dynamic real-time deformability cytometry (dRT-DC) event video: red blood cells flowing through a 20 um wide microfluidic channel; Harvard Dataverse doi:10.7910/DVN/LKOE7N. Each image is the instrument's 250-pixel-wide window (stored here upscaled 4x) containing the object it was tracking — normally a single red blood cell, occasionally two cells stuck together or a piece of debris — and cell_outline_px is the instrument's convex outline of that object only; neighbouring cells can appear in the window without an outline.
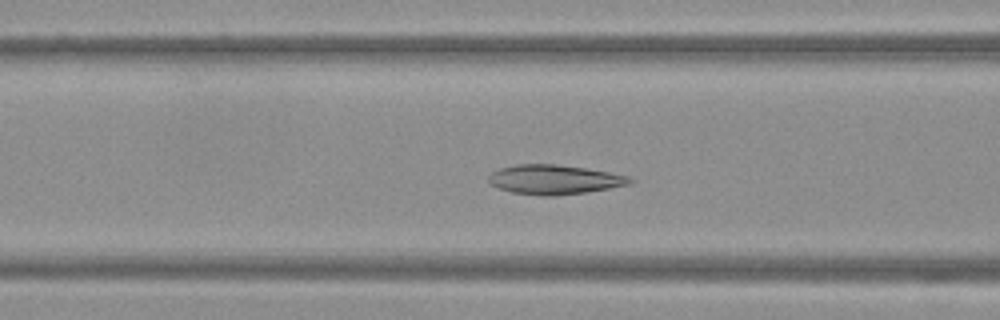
{"species": "Egyptian fruit bat (a non-hibernating species)", "species_latin": "Rousettus aegyptiacus", "temperature_condition": "warm", "stored_images_in_passage": 48, "camera_frame_rate_fps": 3000, "um_per_image_px": 0.085, "frame": {"image": 1, "passage_image": 18, "time_ms": 5.667, "image_size_px": [1000, 320], "cell_outline_px": [[636, 180], [632, 184], [584, 192], [556, 196], [540, 196], [512, 192], [500, 188], [492, 184], [488, 180], [488, 176], [492, 172], [500, 168], [516, 164], [556, 164], [584, 168], [608, 172], [628, 176]], "centroid_in_image_um": [47.13, 15.26], "position_along_channel_um": 119.5, "area_um2": 24.16}}
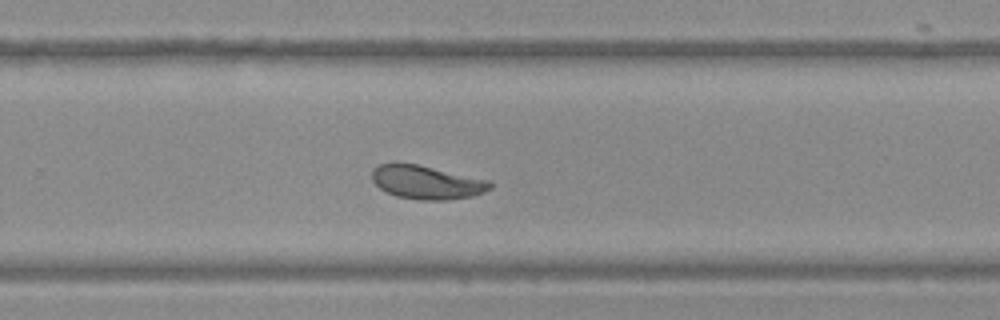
{"frame": {"image": 2, "passage_image": 31, "time_ms": 10.0, "image_size_px": [1000, 320], "cell_outline_px": [[492, 188], [472, 196], [444, 200], [420, 200], [396, 196], [380, 188], [372, 180], [372, 172], [380, 164], [416, 164], [488, 180], [492, 184]], "centroid_in_image_um": [36.27, 15.51], "position_along_channel_um": 293.5, "area_um2": 22.54}}
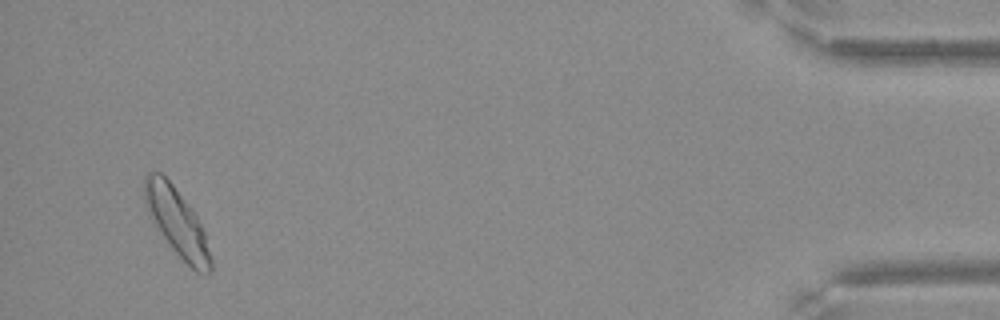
{"frame": {"image": 3, "passage_image": 46, "time_ms": 15.0, "image_size_px": [1000, 320], "cell_outline_px": [[212, 268], [208, 276], [196, 272], [172, 248], [148, 216], [144, 200], [144, 176], [148, 172], [160, 172], [172, 184], [188, 204], [196, 216], [204, 232], [212, 256]], "centroid_in_image_um": [15.03, 18.9], "position_along_channel_um": 420.2, "area_um2": 25.95}}